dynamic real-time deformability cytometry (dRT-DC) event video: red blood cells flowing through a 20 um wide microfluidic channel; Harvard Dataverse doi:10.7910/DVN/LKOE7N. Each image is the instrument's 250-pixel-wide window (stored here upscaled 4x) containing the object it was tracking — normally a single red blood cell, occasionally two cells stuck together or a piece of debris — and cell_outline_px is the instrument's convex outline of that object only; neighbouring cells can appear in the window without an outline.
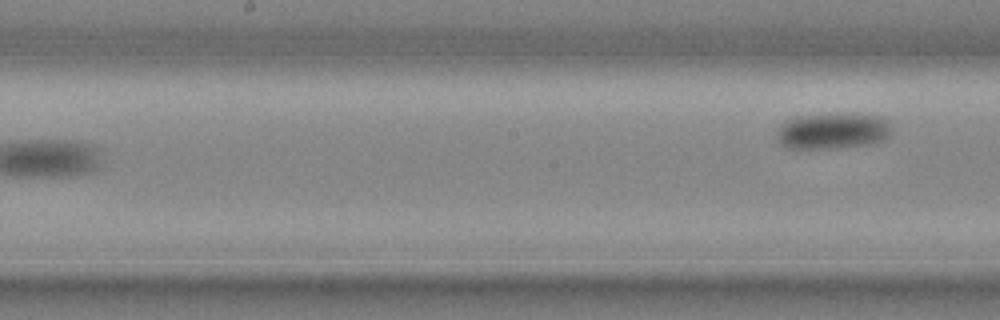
{"species": "common noctule bat (a hibernating species)", "species_latin": "Nyctalus noctula", "temperature_condition": "cold", "stored_images_in_passage": 9, "camera_frame_rate_fps": 3000, "um_per_image_px": 0.085, "animal": {"sex": "male", "body_mass_g": 20.4}, "frame": {"image": 1, "passage_image": 9, "time_ms": 2.667, "image_size_px": [1000, 320], "cell_outline_px": [[888, 136], [884, 140], [868, 144], [840, 148], [788, 148], [780, 144], [776, 140], [776, 132], [788, 120], [800, 116], [848, 112], [876, 116], [888, 120]], "centroid_in_image_um": [70.76, 11.13], "position_along_channel_um": 177.4, "area_um2": 24.1}}